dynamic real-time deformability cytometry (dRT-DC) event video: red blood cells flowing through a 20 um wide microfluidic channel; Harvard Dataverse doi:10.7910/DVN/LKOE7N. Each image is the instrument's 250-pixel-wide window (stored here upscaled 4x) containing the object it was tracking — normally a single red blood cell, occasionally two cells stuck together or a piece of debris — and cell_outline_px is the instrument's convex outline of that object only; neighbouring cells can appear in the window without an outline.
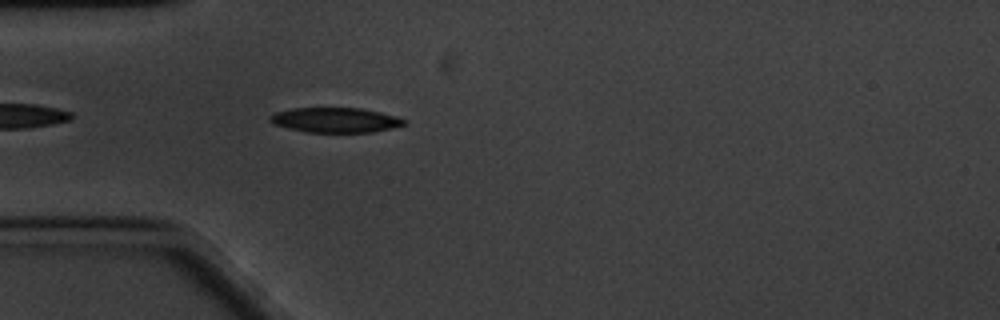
{"species": "common noctule bat (a hibernating species)", "species_latin": "Nyctalus noctula", "temperature_condition": "cold", "stored_images_in_passage": 21, "camera_frame_rate_fps": 3000, "um_per_image_px": 0.085, "animal": {"sex": "male", "body_mass_g": 20.1, "forearm_length_mm": 53.5}, "frame": {"image": 1, "passage_image": 4, "time_ms": 1.0, "image_size_px": [1000, 320], "cell_outline_px": [[408, 124], [392, 128], [372, 132], [308, 132], [288, 128], [272, 124], [268, 120], [268, 116], [276, 112], [292, 108], [360, 108], [380, 112], [404, 120]], "centroid_in_image_um": [28.45, 10.2], "position_along_channel_um": 56.5, "area_um2": 19.36}}
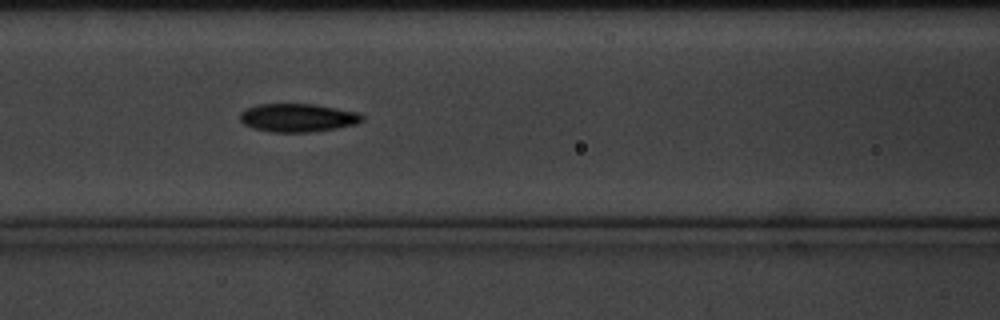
{"frame": {"image": 2, "passage_image": 12, "time_ms": 3.667, "image_size_px": [1000, 320], "cell_outline_px": [[364, 120], [356, 124], [336, 128], [308, 132], [272, 132], [252, 128], [244, 124], [240, 120], [240, 112], [256, 104], [312, 104], [336, 108], [356, 112], [364, 116]], "centroid_in_image_um": [25.29, 10.01], "position_along_channel_um": 141.3, "area_um2": 20.06}}
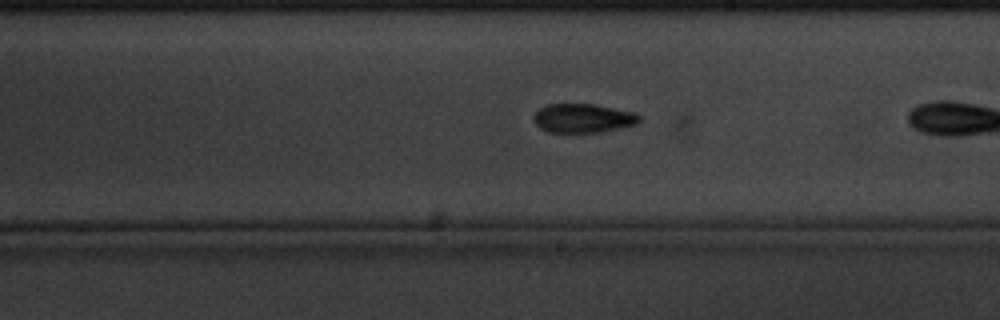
{"frame": {"image": 3, "passage_image": 18, "time_ms": 5.667, "image_size_px": [1000, 320], "cell_outline_px": [[640, 120], [636, 124], [620, 128], [600, 132], [548, 132], [540, 128], [532, 120], [532, 116], [544, 104], [596, 104], [636, 112], [640, 116]], "centroid_in_image_um": [49.55, 10.04], "position_along_channel_um": 239.5, "area_um2": 18.03}}